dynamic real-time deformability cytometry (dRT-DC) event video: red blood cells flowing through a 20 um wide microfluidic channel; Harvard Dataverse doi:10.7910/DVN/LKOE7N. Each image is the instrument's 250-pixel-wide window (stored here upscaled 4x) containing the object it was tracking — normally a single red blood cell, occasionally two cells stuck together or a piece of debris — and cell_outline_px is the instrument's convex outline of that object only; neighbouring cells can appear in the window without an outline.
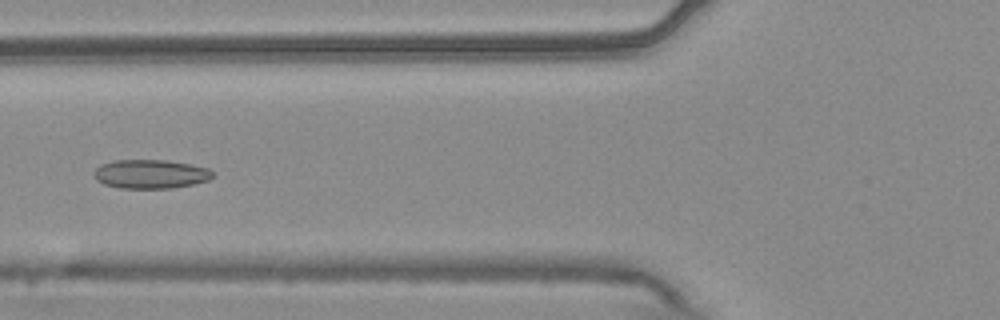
{"species": "common noctule bat (a hibernating species)", "species_latin": "Nyctalus noctula", "temperature_condition": "warm", "stored_images_in_passage": 54, "camera_frame_rate_fps": 3000, "um_per_image_px": 0.085, "animal": {"sex": "male", "body_mass_g": 20.4}, "frame": {"image": 1, "passage_image": 21, "time_ms": 6.667, "image_size_px": [1000, 320], "cell_outline_px": [[212, 176], [208, 180], [192, 184], [172, 188], [120, 188], [104, 184], [96, 180], [92, 172], [100, 164], [112, 160], [168, 160], [208, 168], [212, 172]], "centroid_in_image_um": [12.73, 14.79], "position_along_channel_um": 113.1, "area_um2": 20.0}}
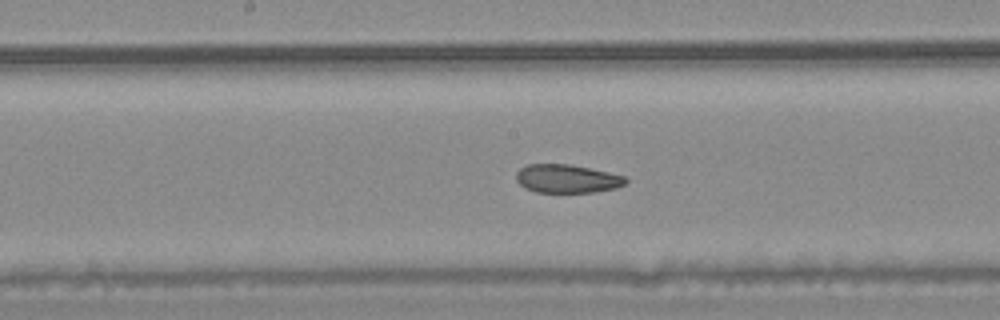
{"frame": {"image": 2, "passage_image": 28, "time_ms": 9.0, "image_size_px": [1000, 320], "cell_outline_px": [[628, 180], [624, 184], [616, 188], [596, 192], [536, 192], [524, 188], [516, 180], [516, 172], [520, 168], [528, 164], [568, 164], [608, 172], [624, 176]], "centroid_in_image_um": [48.17, 15.19], "position_along_channel_um": 200.0, "area_um2": 18.09}}
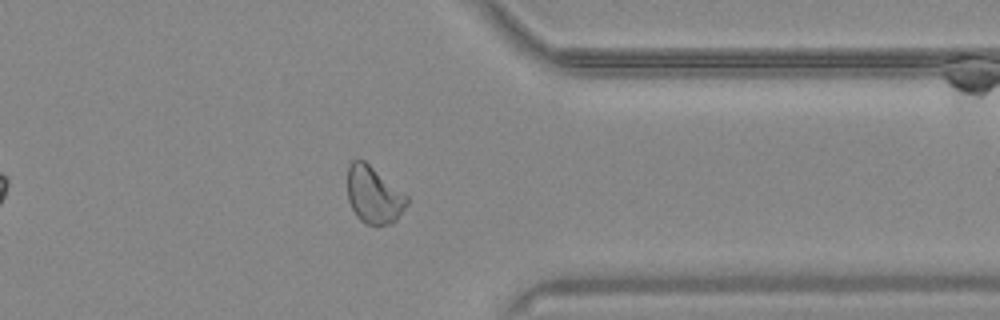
{"frame": {"image": 3, "passage_image": 43, "time_ms": 14.0, "image_size_px": [1000, 320], "cell_outline_px": [[408, 204], [396, 220], [392, 224], [364, 224], [356, 216], [348, 200], [348, 164], [352, 160], [364, 160], [408, 196]], "centroid_in_image_um": [31.77, 16.58], "position_along_channel_um": 379.6, "area_um2": 19.71}, "authors_computed_cell_mechanics": {"area_um2": 20.5479, "velocity_mm_per_s": 3.7221, "shape_relaxation_time_tau1_ms": null, "shape_relaxation_time_tau2_ms": 3.7735, "deformation_change_tau1": null, "deformation_change_tau2": 0.0921}}